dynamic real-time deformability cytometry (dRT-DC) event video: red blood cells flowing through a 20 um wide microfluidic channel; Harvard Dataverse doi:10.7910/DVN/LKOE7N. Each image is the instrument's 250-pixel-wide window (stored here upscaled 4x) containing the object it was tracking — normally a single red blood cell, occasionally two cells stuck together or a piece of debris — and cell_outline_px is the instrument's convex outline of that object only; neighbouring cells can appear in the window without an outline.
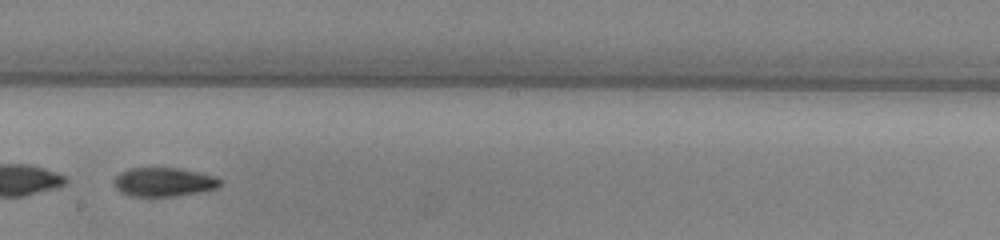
{"species": "common noctule bat (a hibernating species)", "species_latin": "Nyctalus noctula", "temperature_condition": "warm", "stored_images_in_passage": 53, "segment_of_instrument_passage": [2, 2], "camera_frame_rate_fps": 3000, "um_per_image_px": 0.085, "animal": {"sex": "male", "body_mass_g": 13.0, "forearm_length_mm": 53.1}, "frame": {"image": 1, "passage_image": 30, "time_ms": 9.667, "image_size_px": [1000, 240], "cell_outline_px": [[220, 188], [172, 196], [128, 196], [120, 192], [112, 184], [116, 176], [120, 172], [128, 168], [176, 168], [216, 176], [220, 180]], "centroid_in_image_um": [13.87, 15.47], "position_along_channel_um": 234.3, "area_um2": 17.8}}